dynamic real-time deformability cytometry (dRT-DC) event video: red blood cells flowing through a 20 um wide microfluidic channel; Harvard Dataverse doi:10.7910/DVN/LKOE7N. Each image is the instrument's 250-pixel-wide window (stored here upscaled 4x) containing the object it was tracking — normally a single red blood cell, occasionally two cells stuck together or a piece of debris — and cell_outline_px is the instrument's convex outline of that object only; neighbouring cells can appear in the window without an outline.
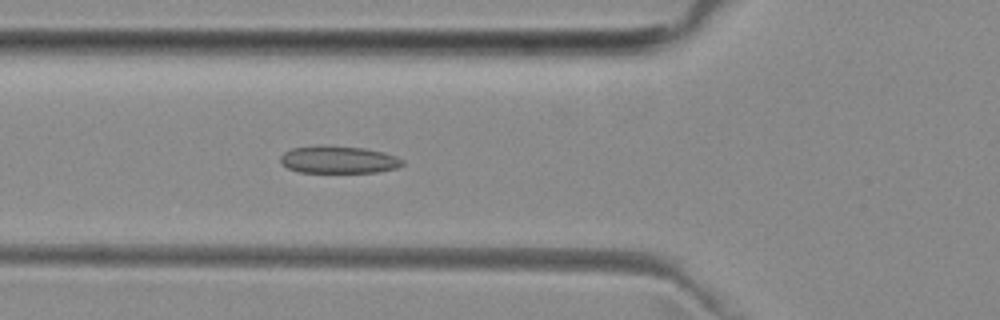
{"species": "common noctule bat (a hibernating species)", "species_latin": "Nyctalus noctula", "temperature_condition": "room temperature", "stored_images_in_passage": 3, "camera_frame_rate_fps": 3000, "um_per_image_px": 0.085, "animal": {"sex": "female", "body_mass_g": 29.2, "forearm_length_mm": 56.3}, "frame": {"image": 1, "passage_image": 3, "time_ms": 2.333, "image_size_px": [1000, 320], "cell_outline_px": [[404, 164], [396, 168], [376, 172], [300, 172], [288, 168], [280, 164], [280, 156], [284, 152], [292, 148], [320, 144], [324, 144], [364, 148], [384, 152], [396, 156], [404, 160]], "centroid_in_image_um": [28.75, 13.55], "position_along_channel_um": 97.1, "area_um2": 19.77}}